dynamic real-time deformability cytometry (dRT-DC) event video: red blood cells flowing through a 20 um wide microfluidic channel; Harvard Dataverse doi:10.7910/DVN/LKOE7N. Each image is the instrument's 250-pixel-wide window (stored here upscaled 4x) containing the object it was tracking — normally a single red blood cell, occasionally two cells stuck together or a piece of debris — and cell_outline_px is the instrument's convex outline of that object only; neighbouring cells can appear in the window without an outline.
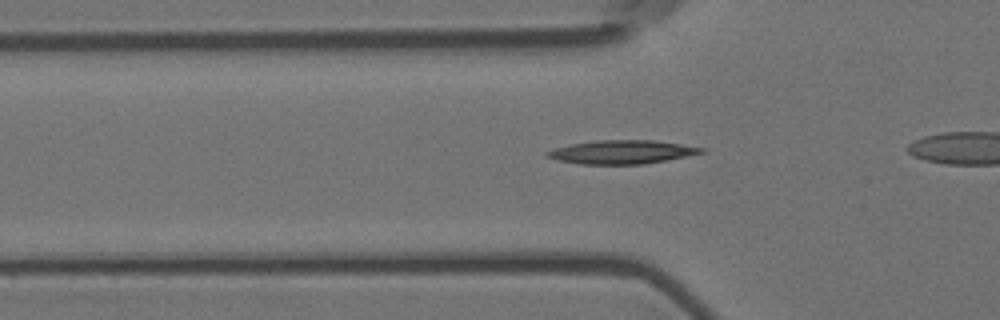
{"species": "Egyptian fruit bat (a non-hibernating species)", "species_latin": "Rousettus aegyptiacus", "temperature_condition": "room temperature", "stored_images_in_passage": 4, "segment_of_instrument_passage": [2, 2], "camera_frame_rate_fps": 3000, "um_per_image_px": 0.085, "animal": {"sex": "female"}, "frame": {"image": 1, "passage_image": 4, "time_ms": 1.0, "image_size_px": [1000, 320], "cell_outline_px": [[708, 148], [704, 152], [644, 164], [580, 164], [556, 160], [544, 156], [544, 152], [556, 148], [572, 144], [596, 140], [652, 140]], "centroid_in_image_um": [52.81, 12.92], "position_along_channel_um": 73.0, "area_um2": 21.04}}